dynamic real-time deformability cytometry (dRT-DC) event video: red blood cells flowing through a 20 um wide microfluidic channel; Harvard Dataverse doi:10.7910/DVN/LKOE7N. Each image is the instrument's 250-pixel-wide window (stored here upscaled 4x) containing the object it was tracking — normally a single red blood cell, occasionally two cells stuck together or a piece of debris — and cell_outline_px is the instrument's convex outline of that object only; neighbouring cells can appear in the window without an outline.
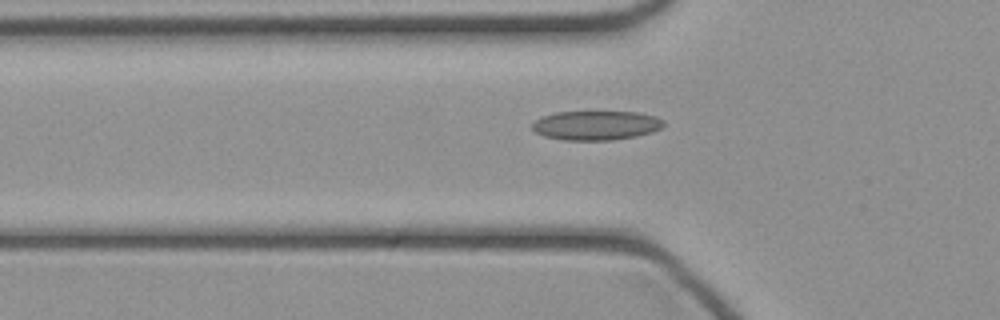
{"species": "common noctule bat (a hibernating species)", "species_latin": "Nyctalus noctula", "temperature_condition": "cold", "stored_images_in_passage": 34, "camera_frame_rate_fps": 3000, "um_per_image_px": 0.085, "animal": {"sex": "female", "body_mass_g": 21.9}, "frame": {"image": 1, "passage_image": 9, "time_ms": 2.667, "image_size_px": [1000, 320], "cell_outline_px": [[664, 124], [660, 128], [652, 132], [636, 136], [612, 140], [564, 140], [544, 136], [536, 132], [532, 128], [532, 124], [536, 120], [544, 116], [556, 112], [636, 112], [656, 116], [664, 120]], "centroid_in_image_um": [50.68, 10.66], "position_along_channel_um": 75.1, "area_um2": 22.31}}
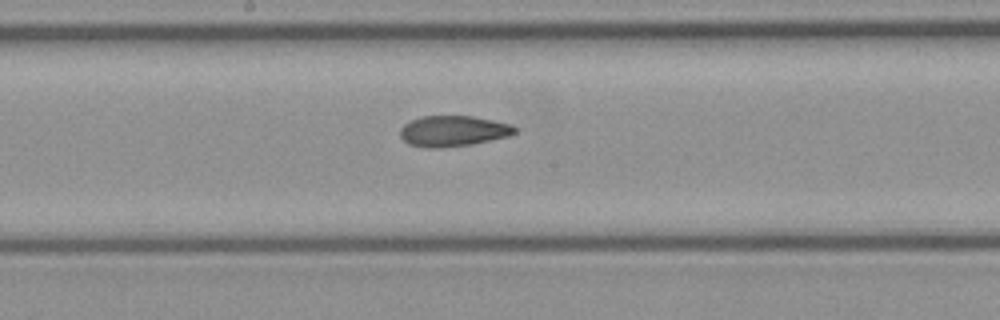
{"frame": {"image": 2, "passage_image": 18, "time_ms": 5.667, "image_size_px": [1000, 320], "cell_outline_px": [[516, 132], [508, 136], [468, 144], [440, 148], [424, 148], [408, 144], [400, 136], [400, 128], [404, 124], [420, 116], [472, 116], [512, 124], [516, 128]], "centroid_in_image_um": [38.47, 11.13], "position_along_channel_um": 209.7, "area_um2": 20.4}}
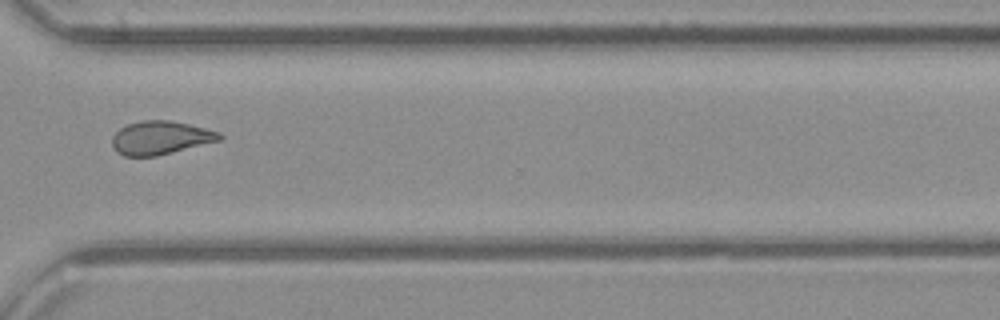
{"frame": {"image": 3, "passage_image": 28, "time_ms": 9.0, "image_size_px": [1000, 320], "cell_outline_px": [[224, 136], [220, 140], [156, 156], [124, 156], [116, 152], [112, 144], [112, 136], [120, 128], [128, 124], [140, 120], [168, 120], [188, 124], [220, 132]], "centroid_in_image_um": [13.62, 11.71], "position_along_channel_um": 357.0, "area_um2": 20.81}}